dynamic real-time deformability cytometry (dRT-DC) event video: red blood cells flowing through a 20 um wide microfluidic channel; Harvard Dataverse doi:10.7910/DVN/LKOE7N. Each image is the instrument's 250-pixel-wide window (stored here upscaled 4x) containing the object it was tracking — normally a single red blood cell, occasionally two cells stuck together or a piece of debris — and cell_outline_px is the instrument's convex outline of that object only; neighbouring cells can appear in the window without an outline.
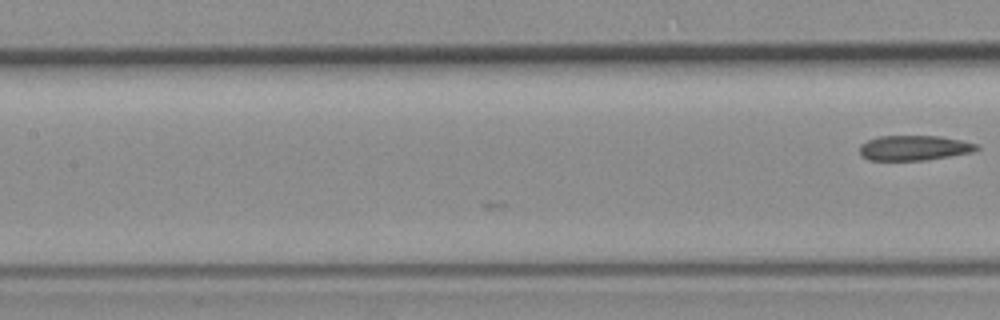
{"species": "common noctule bat (a hibernating species)", "species_latin": "Nyctalus noctula", "temperature_condition": "room temperature", "stored_images_in_passage": 8, "camera_frame_rate_fps": 3000, "um_per_image_px": 0.085, "animal": {"sex": "female", "body_mass_g": 19.3, "forearm_length_mm": 54.1}, "frame": {"image": 1, "passage_image": 8, "time_ms": 2.333, "image_size_px": [1000, 320], "cell_outline_px": [[980, 148], [972, 152], [928, 160], [868, 160], [860, 156], [860, 144], [868, 140], [880, 136], [940, 136], [980, 144]], "centroid_in_image_um": [77.71, 12.57], "position_along_channel_um": 129.7, "area_um2": 17.17}}